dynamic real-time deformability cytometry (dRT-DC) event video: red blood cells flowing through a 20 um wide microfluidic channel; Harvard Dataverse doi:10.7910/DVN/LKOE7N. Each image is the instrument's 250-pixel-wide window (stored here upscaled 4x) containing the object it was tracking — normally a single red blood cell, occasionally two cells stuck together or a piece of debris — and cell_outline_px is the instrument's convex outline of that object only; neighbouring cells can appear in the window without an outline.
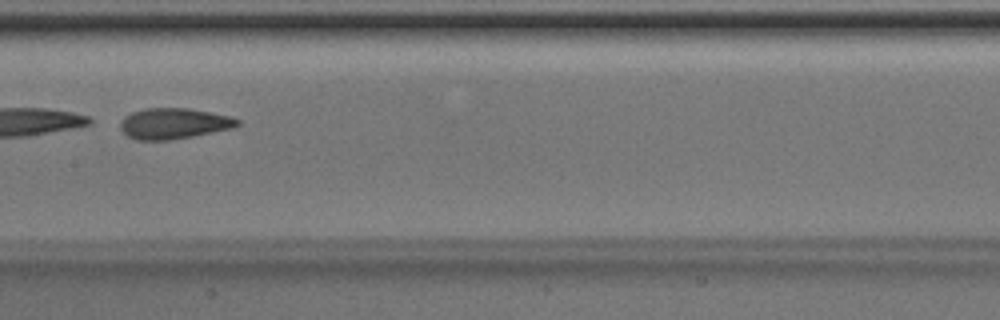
{"species": "Egyptian fruit bat (a non-hibernating species)", "species_latin": "Rousettus aegyptiacus", "temperature_condition": "room temperature", "stored_images_in_passage": 42, "camera_frame_rate_fps": 3000, "um_per_image_px": 0.085, "animal": {"sex": "male"}, "frame": {"image": 1, "passage_image": 19, "time_ms": 6.0, "image_size_px": [1000, 320], "cell_outline_px": [[240, 124], [232, 128], [172, 140], [136, 140], [128, 136], [120, 128], [120, 120], [124, 116], [132, 112], [144, 108], [188, 108], [228, 116], [240, 120]], "centroid_in_image_um": [14.73, 10.5], "position_along_channel_um": 192.7, "area_um2": 20.92}}